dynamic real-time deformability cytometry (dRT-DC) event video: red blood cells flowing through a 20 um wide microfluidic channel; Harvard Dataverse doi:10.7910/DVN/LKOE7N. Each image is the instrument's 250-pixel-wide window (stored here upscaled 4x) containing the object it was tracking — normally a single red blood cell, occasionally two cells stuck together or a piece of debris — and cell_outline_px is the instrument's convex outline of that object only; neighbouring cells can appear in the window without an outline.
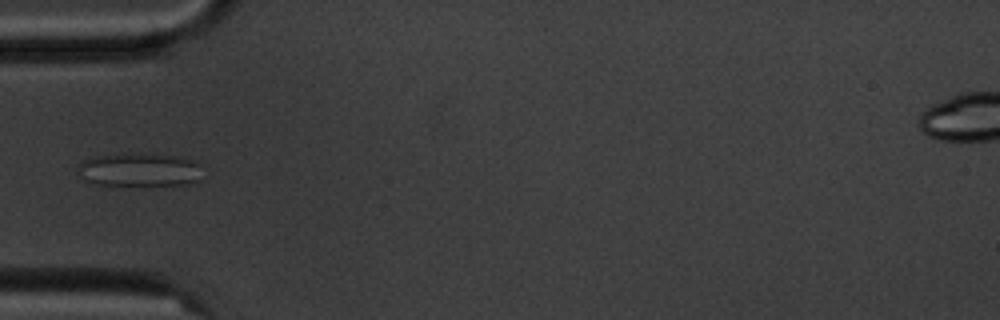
{"species": "common noctule bat (a hibernating species)", "species_latin": "Nyctalus noctula", "temperature_condition": "cold", "stored_images_in_passage": 6, "camera_frame_rate_fps": 3000, "um_per_image_px": 0.085, "animal": {"sex": "male", "body_mass_g": 20.1, "forearm_length_mm": 53.5}, "frame": {"image": 1, "passage_image": 4, "time_ms": 3.667, "image_size_px": [1000, 320], "cell_outline_px": [[200, 180], [188, 184], [92, 184], [84, 180], [80, 168], [80, 164], [88, 156], [116, 152], [144, 152], [176, 156], [196, 160]], "centroid_in_image_um": [11.81, 14.37], "position_along_channel_um": 73.2, "area_um2": 24.45}}
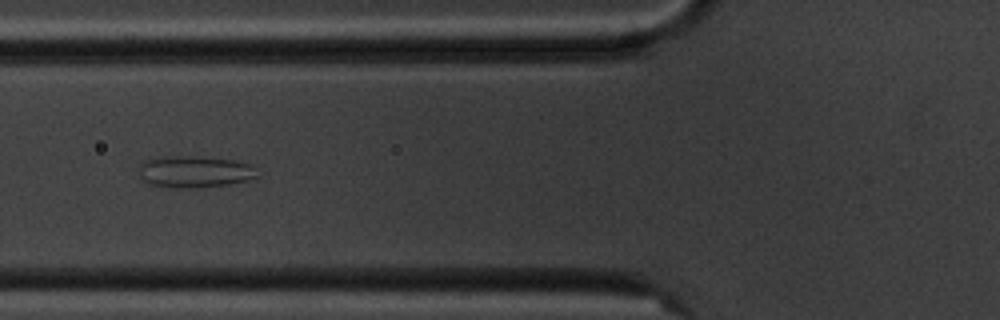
{"frame": {"image": 2, "passage_image": 5, "time_ms": 4.667, "image_size_px": [1000, 320], "cell_outline_px": [[256, 176], [248, 180], [228, 184], [184, 188], [148, 184], [140, 176], [140, 168], [144, 160], [164, 156], [196, 156], [236, 160], [252, 164]], "centroid_in_image_um": [16.54, 14.57], "position_along_channel_um": 109.3, "area_um2": 21.56}}